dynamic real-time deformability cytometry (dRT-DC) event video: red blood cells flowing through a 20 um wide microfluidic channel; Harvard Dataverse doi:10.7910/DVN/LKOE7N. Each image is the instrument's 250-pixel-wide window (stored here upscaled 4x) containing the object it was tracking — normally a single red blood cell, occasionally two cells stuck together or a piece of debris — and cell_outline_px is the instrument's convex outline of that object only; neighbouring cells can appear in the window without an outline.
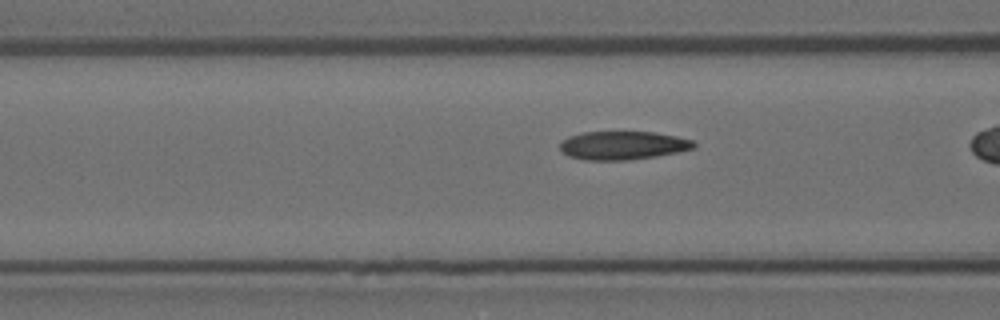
{"species": "Egyptian fruit bat (a non-hibernating species)", "species_latin": "Rousettus aegyptiacus", "temperature_condition": "room temperature", "stored_images_in_passage": 18, "camera_frame_rate_fps": 3000, "um_per_image_px": 0.085, "animal": {"sex": "female"}, "frame": {"image": 1, "passage_image": 6, "time_ms": 1.667, "image_size_px": [1000, 320], "cell_outline_px": [[696, 148], [656, 156], [628, 160], [584, 160], [568, 156], [560, 148], [560, 144], [568, 136], [584, 132], [652, 132], [676, 136], [692, 140], [696, 144]], "centroid_in_image_um": [52.94, 12.36], "position_along_channel_um": 113.7, "area_um2": 22.08}}
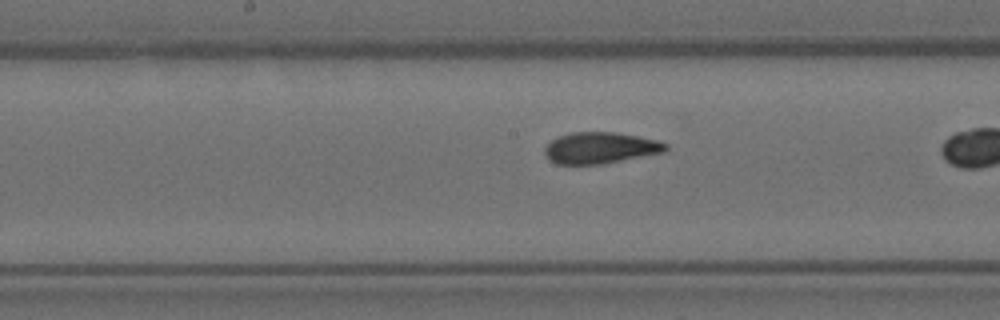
{"frame": {"image": 2, "passage_image": 13, "time_ms": 4.0, "image_size_px": [1000, 320], "cell_outline_px": [[668, 148], [664, 152], [604, 164], [556, 164], [548, 160], [544, 156], [544, 148], [552, 140], [560, 136], [572, 132], [616, 132], [656, 140], [668, 144]], "centroid_in_image_um": [51.0, 12.58], "position_along_channel_um": 197.2, "area_um2": 22.14}}